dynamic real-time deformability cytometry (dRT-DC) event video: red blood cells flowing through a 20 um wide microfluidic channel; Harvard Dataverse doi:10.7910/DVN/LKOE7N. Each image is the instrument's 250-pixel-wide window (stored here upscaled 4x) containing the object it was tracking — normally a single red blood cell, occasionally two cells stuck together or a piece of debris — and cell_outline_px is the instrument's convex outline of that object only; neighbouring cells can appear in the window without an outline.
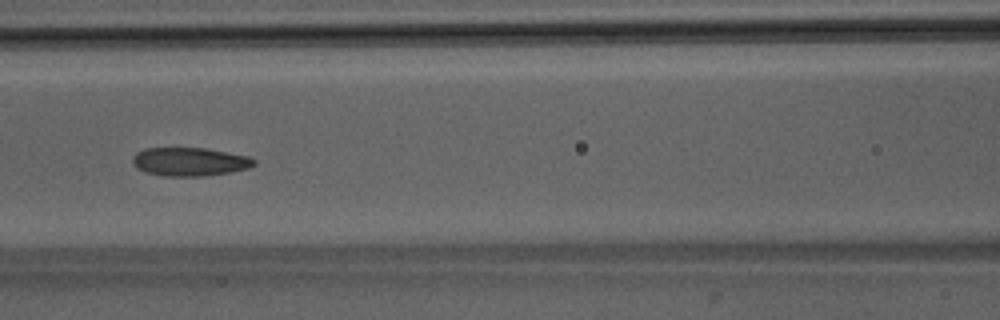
{"species": "Egyptian fruit bat (a non-hibernating species)", "species_latin": "Rousettus aegyptiacus", "temperature_condition": "room temperature", "stored_images_in_passage": 52, "camera_frame_rate_fps": 3000, "um_per_image_px": 0.085, "animal": {"sex": "male"}, "frame": {"image": 1, "passage_image": 23, "time_ms": 7.333, "image_size_px": [1000, 320], "cell_outline_px": [[256, 164], [248, 168], [228, 172], [204, 176], [164, 176], [144, 172], [136, 168], [132, 164], [132, 156], [136, 152], [144, 148], [204, 148], [248, 156], [256, 160]], "centroid_in_image_um": [16.07, 13.74], "position_along_channel_um": 150.5, "area_um2": 20.23}}
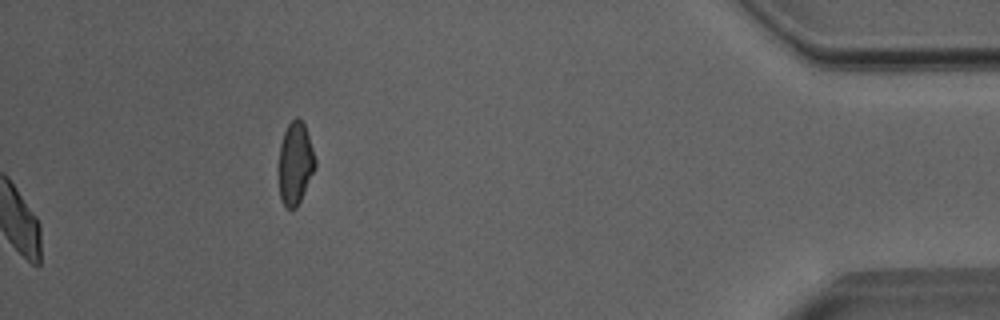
{"frame": {"image": 2, "passage_image": 52, "time_ms": 17.0, "image_size_px": [1000, 320], "cell_outline_px": [[316, 168], [296, 208], [284, 208], [280, 200], [280, 144], [284, 132], [288, 124], [296, 116], [304, 124], [316, 160]], "centroid_in_image_um": [25.11, 13.9], "position_along_channel_um": 410.1, "area_um2": 17.22}, "authors_computed_cell_mechanics": {"area_um2": 20.519, "velocity_mm_per_s": 4.0073, "shape_relaxation_time_tau1_ms": 7.9958, "shape_relaxation_time_tau2_ms": 2.1549, "deformation_change_tau1": 0.1896, "deformation_change_tau2": 0.0848}}